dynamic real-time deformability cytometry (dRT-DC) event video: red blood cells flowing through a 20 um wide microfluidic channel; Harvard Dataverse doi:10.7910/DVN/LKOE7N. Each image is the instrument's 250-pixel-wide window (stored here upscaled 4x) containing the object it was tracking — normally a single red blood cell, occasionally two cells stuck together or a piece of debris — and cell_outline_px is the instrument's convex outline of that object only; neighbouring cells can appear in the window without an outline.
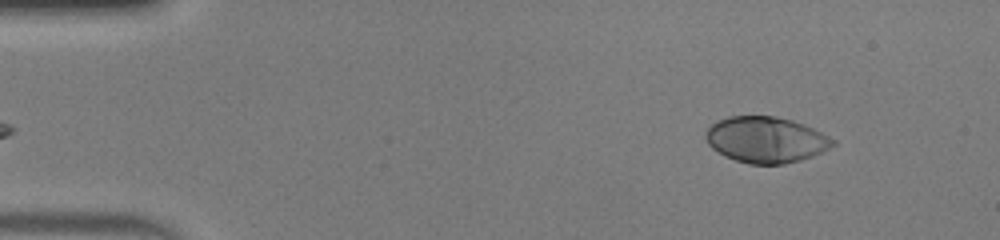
{"species": "human", "species_latin": "Homo sapiens", "temperature_condition": "warm", "stored_images_in_passage": 47, "camera_frame_rate_fps": 3000, "um_per_image_px": 0.085, "donor": {"sex": "male"}, "frame": {"image": 1, "passage_image": 2, "time_ms": 0.333, "image_size_px": [1000, 240], "cell_outline_px": [[836, 144], [812, 156], [800, 160], [784, 164], [748, 164], [724, 156], [712, 148], [708, 144], [704, 136], [704, 132], [708, 124], [716, 120], [728, 116], [776, 116], [792, 120], [804, 124], [836, 140]], "centroid_in_image_um": [65.04, 11.86], "position_along_channel_um": 20.0, "area_um2": 34.33}}
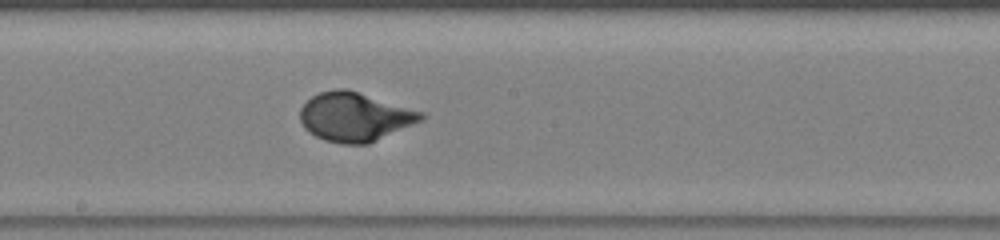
{"frame": {"image": 2, "passage_image": 24, "time_ms": 7.667, "image_size_px": [1000, 240], "cell_outline_px": [[424, 120], [368, 144], [340, 144], [324, 140], [316, 136], [304, 128], [300, 120], [300, 108], [312, 96], [320, 92], [332, 88], [348, 88], [424, 112]], "centroid_in_image_um": [30.16, 9.92], "position_along_channel_um": 218.0, "area_um2": 34.8}}
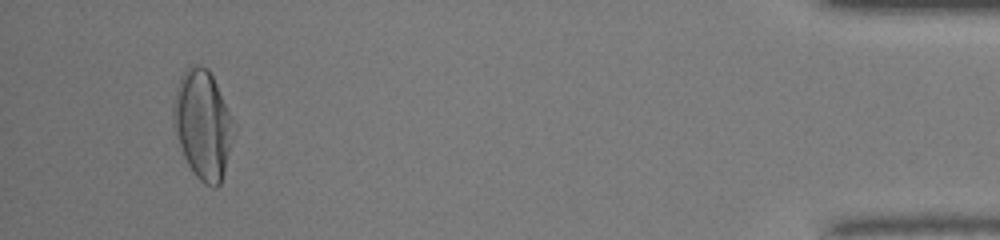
{"frame": {"image": 3, "passage_image": 44, "time_ms": 14.333, "image_size_px": [1000, 240], "cell_outline_px": [[236, 128], [224, 172], [220, 184], [216, 188], [212, 188], [204, 184], [196, 176], [188, 164], [184, 156], [180, 144], [172, 116], [172, 108], [176, 88], [180, 76], [188, 68], [208, 68], [236, 124]], "centroid_in_image_um": [17.26, 10.63], "position_along_channel_um": 417.9, "area_um2": 37.8}, "authors_computed_cell_mechanics": {"area_um2": 33.9286, "velocity_mm_per_s": 4.0678, "shape_relaxation_time_tau1_ms": 2.8713, "shape_relaxation_time_tau2_ms": null, "deformation_change_tau1": 0.1902, "deformation_change_tau2": null}}